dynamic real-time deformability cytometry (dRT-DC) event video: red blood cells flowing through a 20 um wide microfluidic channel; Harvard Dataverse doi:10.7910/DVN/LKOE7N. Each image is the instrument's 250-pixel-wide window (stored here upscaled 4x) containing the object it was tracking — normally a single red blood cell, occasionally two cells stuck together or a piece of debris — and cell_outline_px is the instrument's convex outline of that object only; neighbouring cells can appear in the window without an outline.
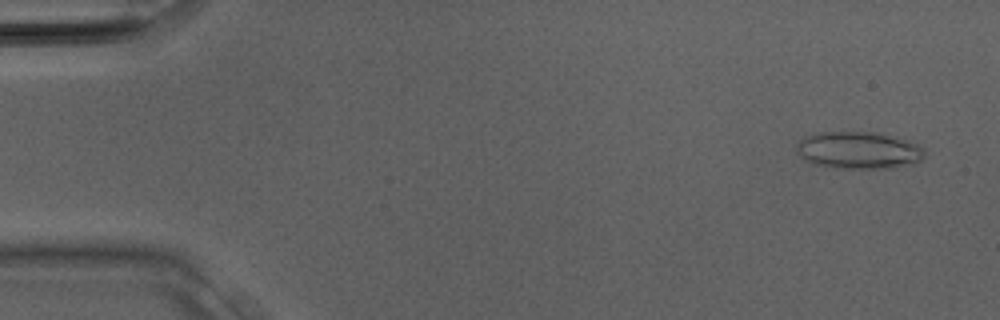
{"species": "Egyptian fruit bat (a non-hibernating species)", "species_latin": "Rousettus aegyptiacus", "temperature_condition": "room temperature", "stored_images_in_passage": 9, "camera_frame_rate_fps": 3000, "um_per_image_px": 0.085, "animal": {"sex": "male"}, "frame": {"image": 1, "passage_image": 2, "time_ms": 0.333, "image_size_px": [1000, 320], "cell_outline_px": [[924, 156], [920, 160], [912, 164], [892, 168], [840, 168], [820, 164], [804, 160], [796, 152], [796, 144], [800, 140], [808, 136], [820, 132], [876, 132], [896, 136], [916, 144], [924, 152]], "centroid_in_image_um": [72.98, 12.76], "position_along_channel_um": 12.0, "area_um2": 27.51}}